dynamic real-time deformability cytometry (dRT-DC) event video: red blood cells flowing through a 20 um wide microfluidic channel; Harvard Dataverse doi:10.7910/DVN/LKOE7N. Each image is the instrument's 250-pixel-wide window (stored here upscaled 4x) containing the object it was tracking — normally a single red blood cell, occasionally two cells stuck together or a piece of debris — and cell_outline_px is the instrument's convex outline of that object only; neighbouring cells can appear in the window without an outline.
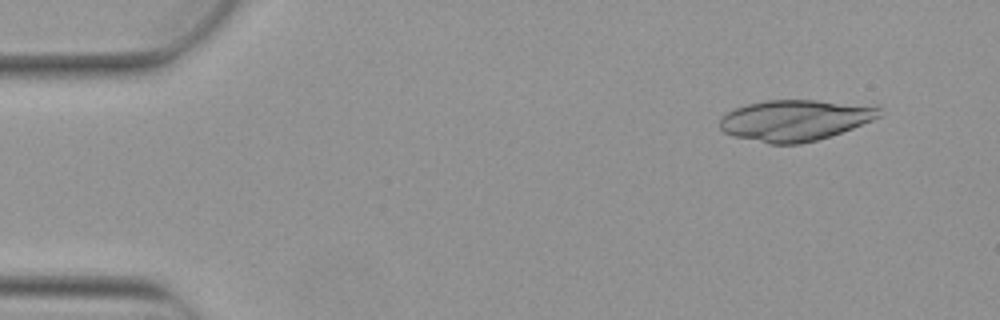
{"species": "Egyptian fruit bat (a non-hibernating species)", "species_latin": "Rousettus aegyptiacus", "temperature_condition": "warm", "stored_images_in_passage": 6, "camera_frame_rate_fps": 3000, "um_per_image_px": 0.085, "animal": {"sex": "female"}, "frame": {"image": 1, "passage_image": 2, "time_ms": 0.333, "image_size_px": [1000, 320], "cell_outline_px": [[880, 116], [872, 120], [852, 128], [816, 140], [800, 144], [768, 144], [732, 136], [724, 132], [720, 128], [720, 120], [728, 112], [736, 108], [748, 104], [764, 100], [816, 100], [880, 104]], "centroid_in_image_um": [67.63, 10.2], "position_along_channel_um": 17.4, "area_um2": 38.44}}